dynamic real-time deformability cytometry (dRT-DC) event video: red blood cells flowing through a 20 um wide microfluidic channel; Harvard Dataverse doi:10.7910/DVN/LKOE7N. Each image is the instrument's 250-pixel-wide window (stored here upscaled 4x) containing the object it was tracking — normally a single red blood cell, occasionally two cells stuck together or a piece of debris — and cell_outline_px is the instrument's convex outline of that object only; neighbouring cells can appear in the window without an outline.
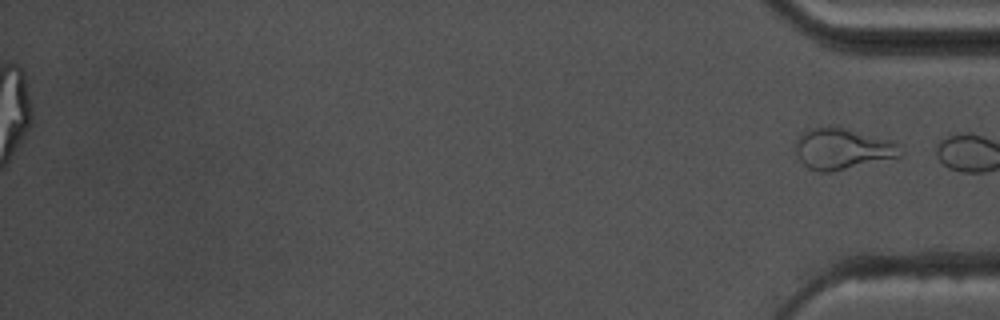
{"species": "common noctule bat (a hibernating species)", "species_latin": "Nyctalus noctula", "temperature_condition": "warm", "stored_images_in_passage": 45, "segment_of_instrument_passage": [2, 2], "camera_frame_rate_fps": 3000, "um_per_image_px": 0.085, "animal": {"sex": "male", "body_mass_g": 17.5, "forearm_length_mm": 52.3}, "frame": {"image": 1, "passage_image": 45, "time_ms": 14.667, "image_size_px": [1000, 320], "cell_outline_px": [[900, 156], [832, 172], [816, 172], [808, 168], [796, 156], [796, 140], [800, 132], [808, 128], [844, 128], [892, 140], [896, 144]], "centroid_in_image_um": [71.52, 12.66], "position_along_channel_um": 363.7, "area_um2": 24.68}}